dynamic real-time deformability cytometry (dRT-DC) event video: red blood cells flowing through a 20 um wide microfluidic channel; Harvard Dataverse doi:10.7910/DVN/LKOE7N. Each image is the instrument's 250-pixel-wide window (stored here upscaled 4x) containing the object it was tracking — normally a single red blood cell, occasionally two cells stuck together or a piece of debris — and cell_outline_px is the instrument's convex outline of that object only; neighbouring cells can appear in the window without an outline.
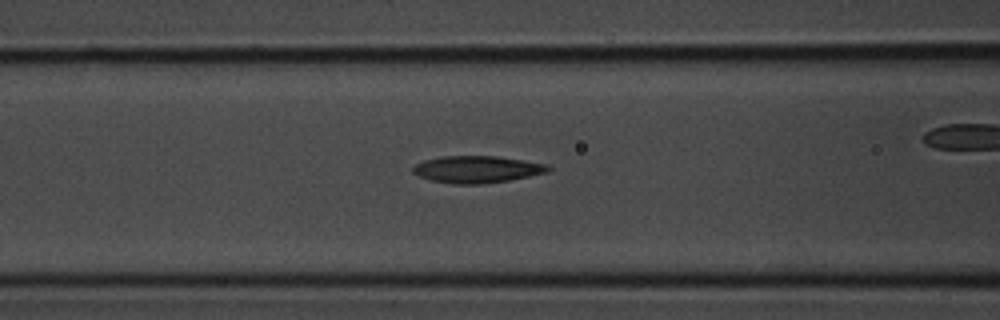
{"species": "common noctule bat (a hibernating species)", "species_latin": "Nyctalus noctula", "temperature_condition": "room temperature", "stored_images_in_passage": 31, "camera_frame_rate_fps": 3000, "um_per_image_px": 0.085, "animal": {"sex": "male", "body_mass_g": 20.1, "forearm_length_mm": 53.5}, "frame": {"image": 1, "passage_image": 10, "time_ms": 3.0, "image_size_px": [1000, 320], "cell_outline_px": [[552, 168], [548, 172], [508, 180], [480, 184], [452, 184], [432, 180], [420, 176], [412, 172], [412, 168], [416, 164], [424, 160], [444, 156], [496, 156], [548, 164]], "centroid_in_image_um": [40.55, 14.39], "position_along_channel_um": 126.1, "area_um2": 21.1}}
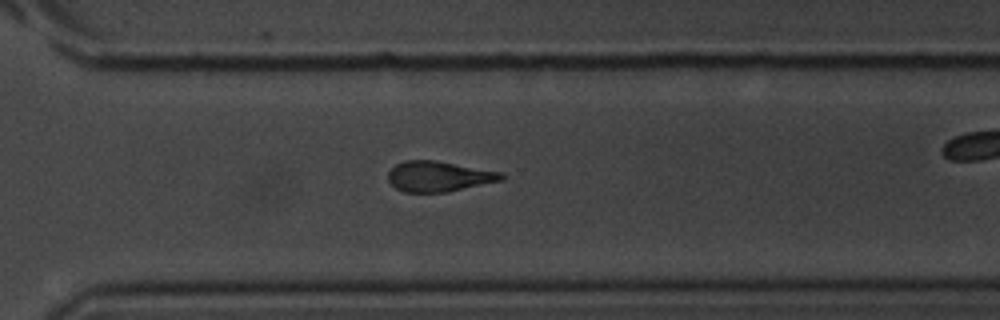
{"frame": {"image": 2, "passage_image": 22, "time_ms": 7.0, "image_size_px": [1000, 320], "cell_outline_px": [[508, 176], [504, 180], [448, 192], [404, 192], [396, 188], [388, 180], [388, 172], [396, 164], [404, 160], [436, 160], [504, 172]], "centroid_in_image_um": [37.36, 14.99], "position_along_channel_um": 333.2, "area_um2": 20.4}}